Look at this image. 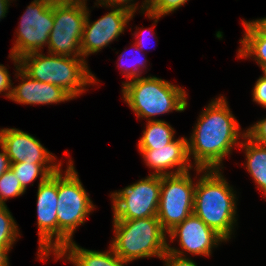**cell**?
I'll use <instances>...</instances> for the list:
<instances>
[{"label": "cell", "mask_w": 266, "mask_h": 266, "mask_svg": "<svg viewBox=\"0 0 266 266\" xmlns=\"http://www.w3.org/2000/svg\"><path fill=\"white\" fill-rule=\"evenodd\" d=\"M194 127L187 146L188 157L193 156L197 173L202 169H220L222 159L231 153L234 145L241 144L239 123L223 96L209 103Z\"/></svg>", "instance_id": "6da1fadb"}, {"label": "cell", "mask_w": 266, "mask_h": 266, "mask_svg": "<svg viewBox=\"0 0 266 266\" xmlns=\"http://www.w3.org/2000/svg\"><path fill=\"white\" fill-rule=\"evenodd\" d=\"M195 185L193 214L226 241L236 223V195L220 169L203 170Z\"/></svg>", "instance_id": "7a4b0ae2"}, {"label": "cell", "mask_w": 266, "mask_h": 266, "mask_svg": "<svg viewBox=\"0 0 266 266\" xmlns=\"http://www.w3.org/2000/svg\"><path fill=\"white\" fill-rule=\"evenodd\" d=\"M48 55L42 51L24 55L19 59L20 68L37 81L61 87L73 99L86 90V85L97 82L82 57Z\"/></svg>", "instance_id": "3957f363"}, {"label": "cell", "mask_w": 266, "mask_h": 266, "mask_svg": "<svg viewBox=\"0 0 266 266\" xmlns=\"http://www.w3.org/2000/svg\"><path fill=\"white\" fill-rule=\"evenodd\" d=\"M122 85L124 101L137 118L158 120L151 118L173 110L182 112L188 105L185 90L155 76L135 78Z\"/></svg>", "instance_id": "277c9868"}, {"label": "cell", "mask_w": 266, "mask_h": 266, "mask_svg": "<svg viewBox=\"0 0 266 266\" xmlns=\"http://www.w3.org/2000/svg\"><path fill=\"white\" fill-rule=\"evenodd\" d=\"M113 224L115 237L110 246L122 260L163 258L167 251L166 232L157 217L113 220Z\"/></svg>", "instance_id": "5b68a950"}, {"label": "cell", "mask_w": 266, "mask_h": 266, "mask_svg": "<svg viewBox=\"0 0 266 266\" xmlns=\"http://www.w3.org/2000/svg\"><path fill=\"white\" fill-rule=\"evenodd\" d=\"M71 160L64 177L61 168L58 170V252L73 241L74 230L95 208Z\"/></svg>", "instance_id": "8992f818"}, {"label": "cell", "mask_w": 266, "mask_h": 266, "mask_svg": "<svg viewBox=\"0 0 266 266\" xmlns=\"http://www.w3.org/2000/svg\"><path fill=\"white\" fill-rule=\"evenodd\" d=\"M86 0H53V29L48 52L73 58L82 57L81 40L88 13Z\"/></svg>", "instance_id": "52a82bcc"}, {"label": "cell", "mask_w": 266, "mask_h": 266, "mask_svg": "<svg viewBox=\"0 0 266 266\" xmlns=\"http://www.w3.org/2000/svg\"><path fill=\"white\" fill-rule=\"evenodd\" d=\"M161 176L151 174L137 183L111 194L113 220L157 217Z\"/></svg>", "instance_id": "ba28073f"}, {"label": "cell", "mask_w": 266, "mask_h": 266, "mask_svg": "<svg viewBox=\"0 0 266 266\" xmlns=\"http://www.w3.org/2000/svg\"><path fill=\"white\" fill-rule=\"evenodd\" d=\"M195 185L189 172L161 176L157 218L166 233L193 214Z\"/></svg>", "instance_id": "9c48e42d"}, {"label": "cell", "mask_w": 266, "mask_h": 266, "mask_svg": "<svg viewBox=\"0 0 266 266\" xmlns=\"http://www.w3.org/2000/svg\"><path fill=\"white\" fill-rule=\"evenodd\" d=\"M20 22L17 39L10 53L17 59L40 52L41 48L48 44L54 24L53 0L32 1Z\"/></svg>", "instance_id": "30bf717a"}, {"label": "cell", "mask_w": 266, "mask_h": 266, "mask_svg": "<svg viewBox=\"0 0 266 266\" xmlns=\"http://www.w3.org/2000/svg\"><path fill=\"white\" fill-rule=\"evenodd\" d=\"M58 171L38 184L37 225L39 235L38 257L41 260L58 253ZM54 237V238H53Z\"/></svg>", "instance_id": "8fae6325"}, {"label": "cell", "mask_w": 266, "mask_h": 266, "mask_svg": "<svg viewBox=\"0 0 266 266\" xmlns=\"http://www.w3.org/2000/svg\"><path fill=\"white\" fill-rule=\"evenodd\" d=\"M89 12L87 13L83 36L81 40V55L84 59L90 54L97 53L103 47L108 46L110 42L119 37L124 32L127 23L134 14L130 11L114 7L100 19L90 23Z\"/></svg>", "instance_id": "7c38bea8"}, {"label": "cell", "mask_w": 266, "mask_h": 266, "mask_svg": "<svg viewBox=\"0 0 266 266\" xmlns=\"http://www.w3.org/2000/svg\"><path fill=\"white\" fill-rule=\"evenodd\" d=\"M169 234L171 241L179 239L182 250L192 255L210 256L213 247L226 241L212 228L208 227L195 214L188 216L183 222L176 225Z\"/></svg>", "instance_id": "4fadbf2b"}, {"label": "cell", "mask_w": 266, "mask_h": 266, "mask_svg": "<svg viewBox=\"0 0 266 266\" xmlns=\"http://www.w3.org/2000/svg\"><path fill=\"white\" fill-rule=\"evenodd\" d=\"M0 144L5 148L11 164H53L55 161V156L38 139L16 128L1 129Z\"/></svg>", "instance_id": "5bb4252c"}, {"label": "cell", "mask_w": 266, "mask_h": 266, "mask_svg": "<svg viewBox=\"0 0 266 266\" xmlns=\"http://www.w3.org/2000/svg\"><path fill=\"white\" fill-rule=\"evenodd\" d=\"M14 61L17 73L15 76L22 78V83L12 87L10 99L21 104H53L72 100L73 98L61 87L37 81L27 75L21 68L19 59L10 54Z\"/></svg>", "instance_id": "9a60e30c"}, {"label": "cell", "mask_w": 266, "mask_h": 266, "mask_svg": "<svg viewBox=\"0 0 266 266\" xmlns=\"http://www.w3.org/2000/svg\"><path fill=\"white\" fill-rule=\"evenodd\" d=\"M149 168L155 170L152 174L159 176L177 175L189 172L193 166L189 163L187 139H174L165 147H155L153 150H139ZM177 166V167H176ZM176 167L175 171H168ZM166 170V171H165Z\"/></svg>", "instance_id": "2e32d148"}, {"label": "cell", "mask_w": 266, "mask_h": 266, "mask_svg": "<svg viewBox=\"0 0 266 266\" xmlns=\"http://www.w3.org/2000/svg\"><path fill=\"white\" fill-rule=\"evenodd\" d=\"M55 257L56 259L66 257L69 261L73 262L75 266H125V264L128 263L122 260L113 251L111 246L110 250L99 252L81 248L75 241H71L64 246Z\"/></svg>", "instance_id": "e0dca14e"}, {"label": "cell", "mask_w": 266, "mask_h": 266, "mask_svg": "<svg viewBox=\"0 0 266 266\" xmlns=\"http://www.w3.org/2000/svg\"><path fill=\"white\" fill-rule=\"evenodd\" d=\"M244 37L239 42L238 58L253 56L263 72H266V34L253 22L244 21Z\"/></svg>", "instance_id": "ac0fdd59"}, {"label": "cell", "mask_w": 266, "mask_h": 266, "mask_svg": "<svg viewBox=\"0 0 266 266\" xmlns=\"http://www.w3.org/2000/svg\"><path fill=\"white\" fill-rule=\"evenodd\" d=\"M241 137L246 139L245 142H241V147L246 153V168L256 182L257 188L266 196V146L252 141L246 132L242 133Z\"/></svg>", "instance_id": "d6986e66"}, {"label": "cell", "mask_w": 266, "mask_h": 266, "mask_svg": "<svg viewBox=\"0 0 266 266\" xmlns=\"http://www.w3.org/2000/svg\"><path fill=\"white\" fill-rule=\"evenodd\" d=\"M174 129L163 120L148 121L143 136L138 141L139 150H153L155 147H165L174 138Z\"/></svg>", "instance_id": "ffe728a7"}, {"label": "cell", "mask_w": 266, "mask_h": 266, "mask_svg": "<svg viewBox=\"0 0 266 266\" xmlns=\"http://www.w3.org/2000/svg\"><path fill=\"white\" fill-rule=\"evenodd\" d=\"M62 166L58 164H32V163H13L10 169L13 171L16 179L20 181L22 188L26 191L27 185L33 182L39 175V184L46 181L52 174L56 173Z\"/></svg>", "instance_id": "44dd1931"}, {"label": "cell", "mask_w": 266, "mask_h": 266, "mask_svg": "<svg viewBox=\"0 0 266 266\" xmlns=\"http://www.w3.org/2000/svg\"><path fill=\"white\" fill-rule=\"evenodd\" d=\"M18 226L7 208L6 204H0V246L8 251L19 236Z\"/></svg>", "instance_id": "7402d4cb"}, {"label": "cell", "mask_w": 266, "mask_h": 266, "mask_svg": "<svg viewBox=\"0 0 266 266\" xmlns=\"http://www.w3.org/2000/svg\"><path fill=\"white\" fill-rule=\"evenodd\" d=\"M188 0H145L142 3V13L146 11L149 19H155V23L159 18L177 10Z\"/></svg>", "instance_id": "603a6c76"}, {"label": "cell", "mask_w": 266, "mask_h": 266, "mask_svg": "<svg viewBox=\"0 0 266 266\" xmlns=\"http://www.w3.org/2000/svg\"><path fill=\"white\" fill-rule=\"evenodd\" d=\"M24 192L20 181L16 179L11 169L0 177V204H5L8 198L23 195Z\"/></svg>", "instance_id": "cb8c5ba5"}, {"label": "cell", "mask_w": 266, "mask_h": 266, "mask_svg": "<svg viewBox=\"0 0 266 266\" xmlns=\"http://www.w3.org/2000/svg\"><path fill=\"white\" fill-rule=\"evenodd\" d=\"M162 259L165 261V266H197L193 260L185 256L183 251L170 247L169 244Z\"/></svg>", "instance_id": "d4e9b609"}, {"label": "cell", "mask_w": 266, "mask_h": 266, "mask_svg": "<svg viewBox=\"0 0 266 266\" xmlns=\"http://www.w3.org/2000/svg\"><path fill=\"white\" fill-rule=\"evenodd\" d=\"M246 135L254 142L266 146V118L256 122L246 130Z\"/></svg>", "instance_id": "484cf974"}, {"label": "cell", "mask_w": 266, "mask_h": 266, "mask_svg": "<svg viewBox=\"0 0 266 266\" xmlns=\"http://www.w3.org/2000/svg\"><path fill=\"white\" fill-rule=\"evenodd\" d=\"M135 46V51L137 52V51H139V48L137 47V45L135 44L134 45ZM138 53V52H137ZM125 55H126V53H125ZM128 55V54H127ZM139 55H140V53H139ZM126 57V56H125ZM136 58H138V59H136ZM135 58V62L136 63H134L133 65H135V67H130V68H128L127 66V68H124V70H122L123 71V73H125L124 75H125V77H127V79H129V80H132V79H135V78H139L140 77V75L142 74V71H139L140 69H142V68H144L145 67V64H146V62L147 61H145V60H142L141 58H139V57H136ZM123 59H124V54H121L120 55V57H119V59H118V61H120L121 63H119V65H120V67H122L123 65H122V61H123ZM134 59V58H133ZM122 60V61H121Z\"/></svg>", "instance_id": "4316f807"}, {"label": "cell", "mask_w": 266, "mask_h": 266, "mask_svg": "<svg viewBox=\"0 0 266 266\" xmlns=\"http://www.w3.org/2000/svg\"><path fill=\"white\" fill-rule=\"evenodd\" d=\"M257 79L253 88V101L266 108V72Z\"/></svg>", "instance_id": "83f0119b"}, {"label": "cell", "mask_w": 266, "mask_h": 266, "mask_svg": "<svg viewBox=\"0 0 266 266\" xmlns=\"http://www.w3.org/2000/svg\"><path fill=\"white\" fill-rule=\"evenodd\" d=\"M133 0H97L98 4H100V6H108V7H120L123 9H126L128 11H130L132 14H134L137 10L135 6L136 4H131L130 2Z\"/></svg>", "instance_id": "f1b7e54d"}, {"label": "cell", "mask_w": 266, "mask_h": 266, "mask_svg": "<svg viewBox=\"0 0 266 266\" xmlns=\"http://www.w3.org/2000/svg\"><path fill=\"white\" fill-rule=\"evenodd\" d=\"M11 77L9 76V72L6 66L0 64V93L5 92L7 98L10 99L12 92V83Z\"/></svg>", "instance_id": "f546056e"}, {"label": "cell", "mask_w": 266, "mask_h": 266, "mask_svg": "<svg viewBox=\"0 0 266 266\" xmlns=\"http://www.w3.org/2000/svg\"><path fill=\"white\" fill-rule=\"evenodd\" d=\"M2 151L0 152V177L10 169L11 163L7 156L5 148L0 144Z\"/></svg>", "instance_id": "4dcf8cb0"}, {"label": "cell", "mask_w": 266, "mask_h": 266, "mask_svg": "<svg viewBox=\"0 0 266 266\" xmlns=\"http://www.w3.org/2000/svg\"><path fill=\"white\" fill-rule=\"evenodd\" d=\"M151 31L152 29H145V30H140V31H138V33H139V35H138V33L137 32H135V34L134 35H136L135 37H137L136 39H137V41L134 43V44H136L137 45V47L139 48V49H143V47L145 46L144 45V43H145V41H143L142 39H143V37L145 36V33L147 32V31ZM141 33V34H140ZM144 35V36H143ZM145 40V39H144Z\"/></svg>", "instance_id": "1f68e13d"}, {"label": "cell", "mask_w": 266, "mask_h": 266, "mask_svg": "<svg viewBox=\"0 0 266 266\" xmlns=\"http://www.w3.org/2000/svg\"><path fill=\"white\" fill-rule=\"evenodd\" d=\"M8 250L5 247L0 246V266H9Z\"/></svg>", "instance_id": "d6a6232c"}, {"label": "cell", "mask_w": 266, "mask_h": 266, "mask_svg": "<svg viewBox=\"0 0 266 266\" xmlns=\"http://www.w3.org/2000/svg\"><path fill=\"white\" fill-rule=\"evenodd\" d=\"M10 0H0V19L6 17Z\"/></svg>", "instance_id": "836d02e7"}, {"label": "cell", "mask_w": 266, "mask_h": 266, "mask_svg": "<svg viewBox=\"0 0 266 266\" xmlns=\"http://www.w3.org/2000/svg\"><path fill=\"white\" fill-rule=\"evenodd\" d=\"M253 22L266 34V18L253 20Z\"/></svg>", "instance_id": "e575fe53"}]
</instances>
